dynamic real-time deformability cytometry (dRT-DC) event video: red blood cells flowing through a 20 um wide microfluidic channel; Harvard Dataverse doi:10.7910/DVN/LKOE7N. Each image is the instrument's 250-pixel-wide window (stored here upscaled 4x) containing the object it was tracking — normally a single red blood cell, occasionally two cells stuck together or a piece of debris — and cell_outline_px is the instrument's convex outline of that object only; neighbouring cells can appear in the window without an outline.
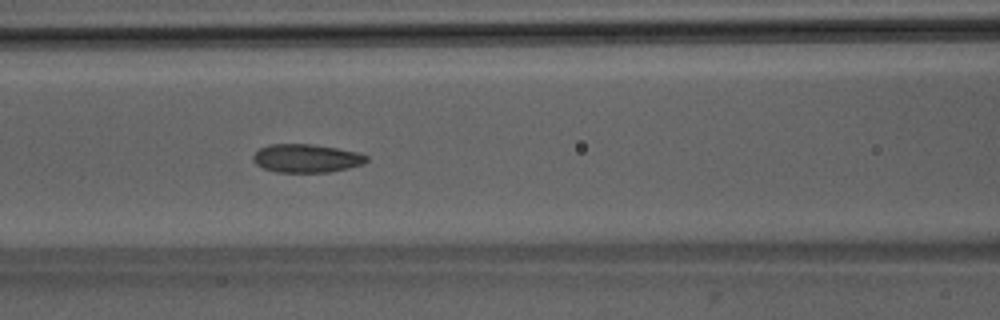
{"species": "Egyptian fruit bat (a non-hibernating species)", "species_latin": "Rousettus aegyptiacus", "temperature_condition": "room temperature", "stored_images_in_passage": 41, "camera_frame_rate_fps": 3000, "um_per_image_px": 0.085, "animal": {"sex": "male"}, "frame": {"image": 1, "passage_image": 12, "time_ms": 3.667, "image_size_px": [1000, 320], "cell_outline_px": [[368, 160], [364, 164], [348, 168], [328, 172], [276, 172], [264, 168], [256, 164], [252, 160], [252, 156], [260, 148], [268, 144], [312, 144], [360, 152], [368, 156]], "centroid_in_image_um": [26.06, 13.45], "position_along_channel_um": 140.5, "area_um2": 18.84}}
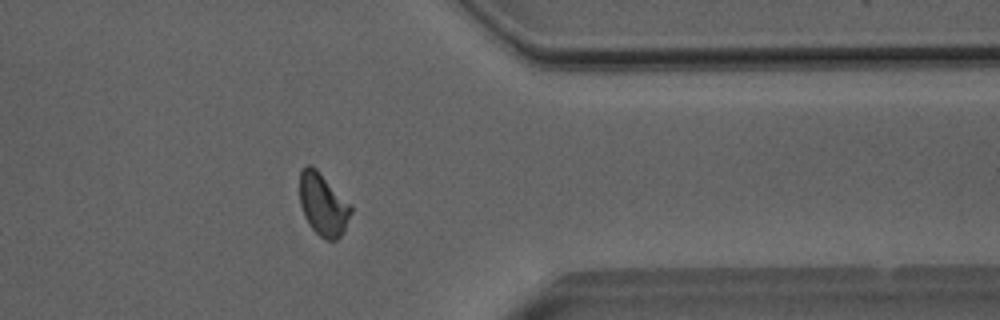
{"frame": {"image": 2, "passage_image": 31, "time_ms": 10.0, "image_size_px": [1000, 320], "cell_outline_px": [[352, 212], [344, 232], [336, 240], [324, 240], [312, 228], [304, 216], [300, 204], [300, 172], [304, 164], [312, 164], [316, 168], [352, 208]], "centroid_in_image_um": [27.44, 17.38], "position_along_channel_um": 384.0, "area_um2": 18.44}}
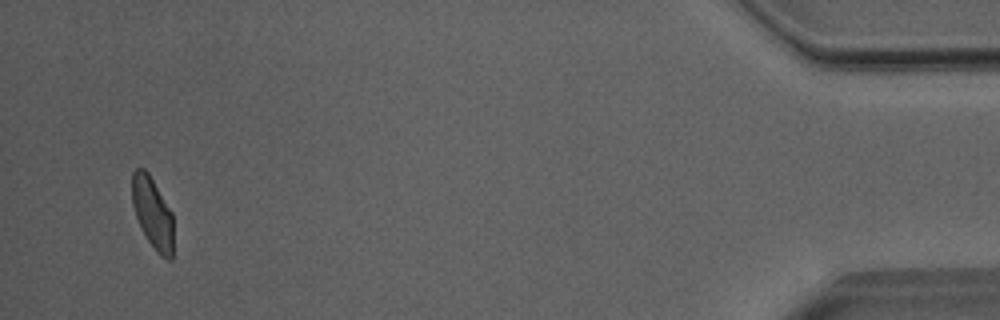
{"frame": {"image": 3, "passage_image": 39, "time_ms": 12.667, "image_size_px": [1000, 320], "cell_outline_px": [[172, 260], [168, 260], [160, 256], [156, 252], [148, 240], [136, 216], [132, 204], [132, 172], [136, 168], [144, 168], [148, 172], [172, 212]], "centroid_in_image_um": [12.96, 18.09], "position_along_channel_um": 422.2, "area_um2": 16.99}, "authors_computed_cell_mechanics": {"area_um2": 18.6116, "velocity_mm_per_s": 4.0206, "shape_relaxation_time_tau1_ms": 7.1715, "shape_relaxation_time_tau2_ms": 1.1349, "deformation_change_tau1": 0.149, "deformation_change_tau2": 0.0551}}